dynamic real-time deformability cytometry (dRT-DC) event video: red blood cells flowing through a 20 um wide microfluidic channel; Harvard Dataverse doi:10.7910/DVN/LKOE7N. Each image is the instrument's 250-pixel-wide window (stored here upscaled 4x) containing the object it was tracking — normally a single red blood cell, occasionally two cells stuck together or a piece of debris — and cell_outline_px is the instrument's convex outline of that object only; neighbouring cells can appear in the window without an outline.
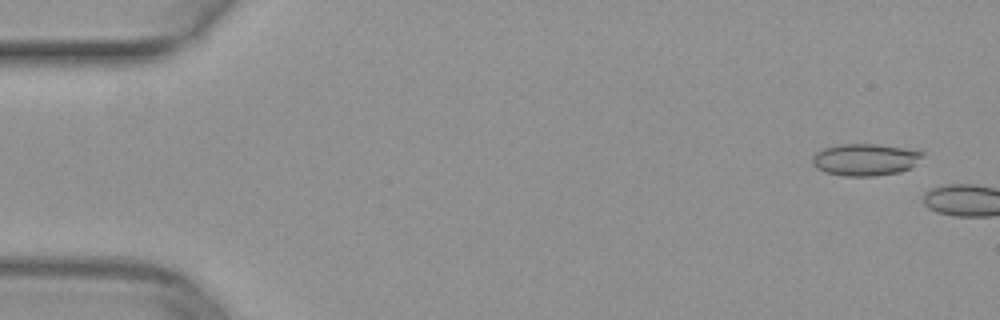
{"species": "common noctule bat (a hibernating species)", "species_latin": "Nyctalus noctula", "temperature_condition": "warm", "stored_images_in_passage": 5, "camera_frame_rate_fps": 3000, "um_per_image_px": 0.085, "animal": {"sex": "female", "body_mass_g": 29.2, "forearm_length_mm": 56.3}, "frame": {"image": 1, "passage_image": 3, "time_ms": 0.667, "image_size_px": [1000, 320], "cell_outline_px": [[924, 156], [912, 168], [900, 172], [876, 176], [844, 176], [824, 172], [816, 168], [812, 164], [812, 156], [816, 152], [824, 148], [840, 144], [880, 144], [920, 148], [924, 152]], "centroid_in_image_um": [73.63, 13.55], "position_along_channel_um": 11.4, "area_um2": 21.27}}